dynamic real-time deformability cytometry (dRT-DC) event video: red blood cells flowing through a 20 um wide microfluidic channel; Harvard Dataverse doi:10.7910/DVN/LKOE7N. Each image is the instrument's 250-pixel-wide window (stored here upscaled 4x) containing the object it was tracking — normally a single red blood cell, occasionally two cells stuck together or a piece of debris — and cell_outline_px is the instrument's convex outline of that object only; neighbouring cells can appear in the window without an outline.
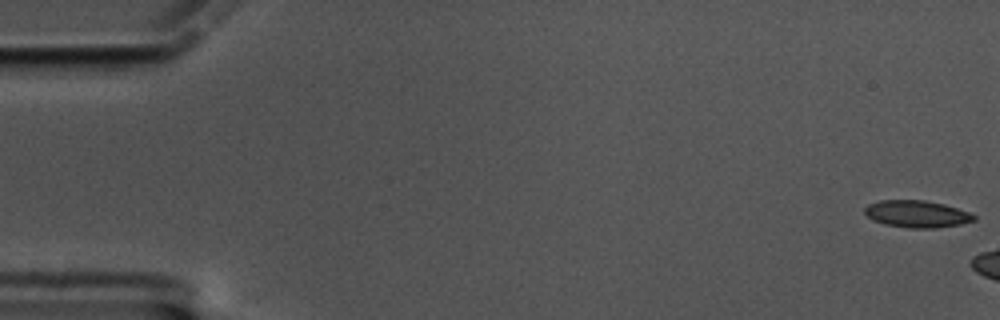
{"species": "common noctule bat (a hibernating species)", "species_latin": "Nyctalus noctula", "temperature_condition": "cold", "stored_images_in_passage": 7, "camera_frame_rate_fps": 3000, "um_per_image_px": 0.085, "animal": {"sex": "male", "body_mass_g": 17.5, "forearm_length_mm": 52.3}, "frame": {"image": 1, "passage_image": 1, "time_ms": 0.0, "image_size_px": [1000, 320], "cell_outline_px": [[976, 220], [960, 224], [936, 228], [908, 228], [884, 224], [872, 220], [864, 212], [864, 208], [868, 204], [880, 200], [924, 200], [944, 204], [968, 212], [976, 216]], "centroid_in_image_um": [77.91, 18.19], "position_along_channel_um": 7.1, "area_um2": 17.22}}